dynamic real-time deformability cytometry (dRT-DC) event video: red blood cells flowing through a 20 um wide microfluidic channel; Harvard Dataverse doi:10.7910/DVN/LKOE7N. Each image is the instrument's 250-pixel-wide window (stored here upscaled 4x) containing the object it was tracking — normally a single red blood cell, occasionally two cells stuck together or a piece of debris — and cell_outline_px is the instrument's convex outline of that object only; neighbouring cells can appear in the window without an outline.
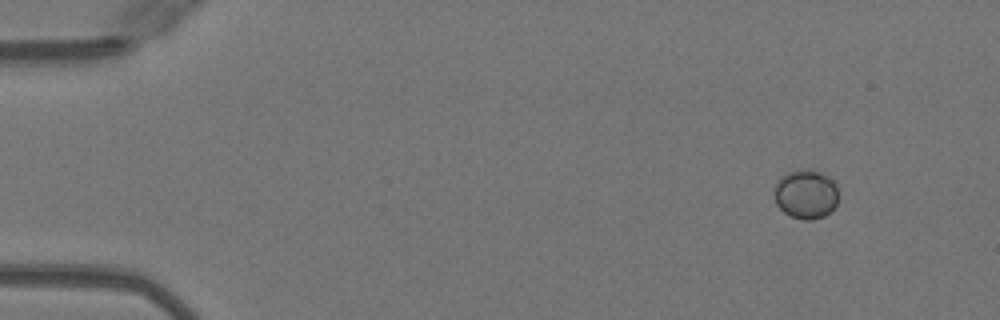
{"species": "Egyptian fruit bat (a non-hibernating species)", "species_latin": "Rousettus aegyptiacus", "temperature_condition": "warm", "stored_images_in_passage": 46, "camera_frame_rate_fps": 3000, "um_per_image_px": 0.085, "animal": {"sex": "female"}, "frame": {"image": 1, "passage_image": 1, "time_ms": 0.0, "image_size_px": [1000, 320], "cell_outline_px": [[836, 204], [824, 216], [812, 220], [804, 220], [792, 216], [784, 212], [776, 204], [772, 192], [776, 184], [784, 176], [792, 172], [808, 168], [812, 168], [828, 176], [832, 180], [836, 188]], "centroid_in_image_um": [68.47, 16.51], "position_along_channel_um": 16.5, "area_um2": 18.09}}
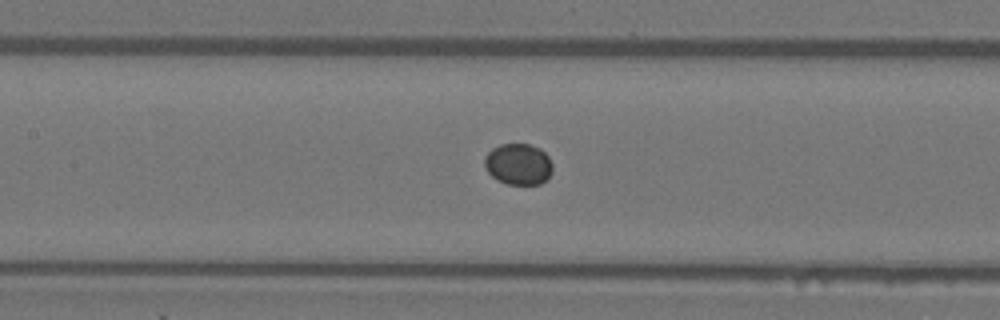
{"frame": {"image": 2, "passage_image": 20, "time_ms": 6.333, "image_size_px": [1000, 320], "cell_outline_px": [[552, 172], [540, 184], [508, 184], [496, 180], [488, 172], [484, 164], [484, 156], [492, 148], [500, 144], [528, 144], [540, 148], [548, 156], [552, 164]], "centroid_in_image_um": [44.04, 13.95], "position_along_channel_um": 163.4, "area_um2": 16.36}}
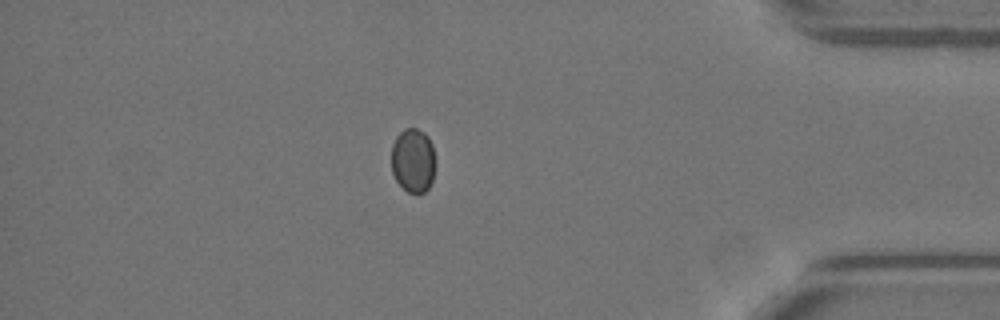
{"frame": {"image": 3, "passage_image": 40, "time_ms": 13.0, "image_size_px": [1000, 320], "cell_outline_px": [[436, 164], [432, 180], [428, 188], [424, 192], [416, 196], [408, 192], [396, 180], [392, 172], [392, 144], [396, 136], [404, 128], [416, 128], [424, 132], [428, 136], [432, 144]], "centroid_in_image_um": [35.13, 13.64], "position_along_channel_um": 400.1, "area_um2": 16.76}}